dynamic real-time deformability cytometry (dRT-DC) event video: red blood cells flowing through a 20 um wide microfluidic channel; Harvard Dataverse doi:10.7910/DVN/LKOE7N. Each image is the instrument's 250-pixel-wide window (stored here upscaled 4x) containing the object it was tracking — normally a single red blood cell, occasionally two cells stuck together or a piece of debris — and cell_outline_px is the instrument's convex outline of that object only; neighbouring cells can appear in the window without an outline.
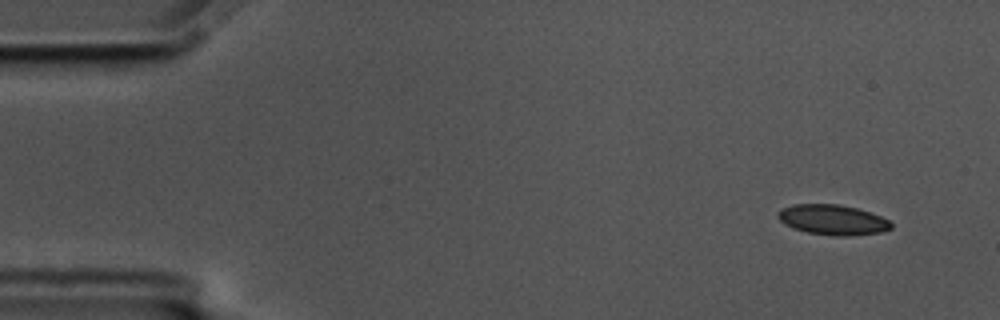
{"species": "common noctule bat (a hibernating species)", "species_latin": "Nyctalus noctula", "temperature_condition": "cold", "stored_images_in_passage": 55, "camera_frame_rate_fps": 3000, "um_per_image_px": 0.085, "animal": {"sex": "male", "body_mass_g": 17.5, "forearm_length_mm": 52.3}, "frame": {"image": 1, "passage_image": 1, "time_ms": 0.0, "image_size_px": [1000, 320], "cell_outline_px": [[892, 228], [884, 232], [848, 236], [832, 236], [808, 232], [792, 228], [784, 224], [776, 216], [780, 208], [792, 204], [840, 204], [856, 208], [880, 216], [888, 220], [892, 224]], "centroid_in_image_um": [70.75, 18.68], "position_along_channel_um": 14.3, "area_um2": 20.06}}
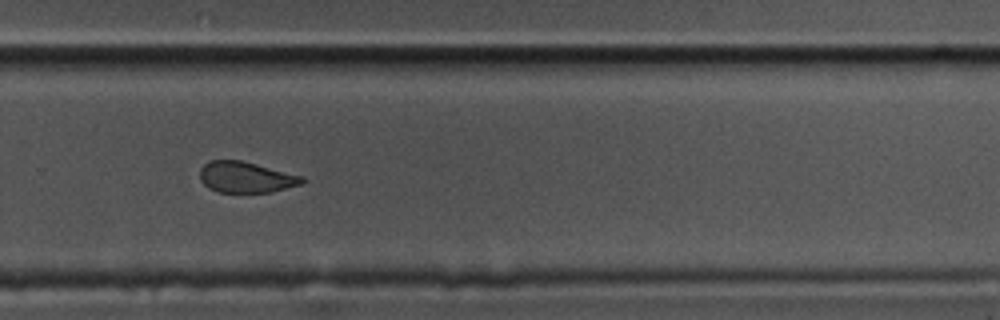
{"frame": {"image": 2, "passage_image": 36, "time_ms": 11.667, "image_size_px": [1000, 320], "cell_outline_px": [[308, 180], [304, 184], [272, 192], [216, 192], [208, 188], [200, 180], [200, 168], [204, 164], [212, 160], [240, 160], [304, 176]], "centroid_in_image_um": [20.95, 15.07], "position_along_channel_um": 308.9, "area_um2": 18.67}}
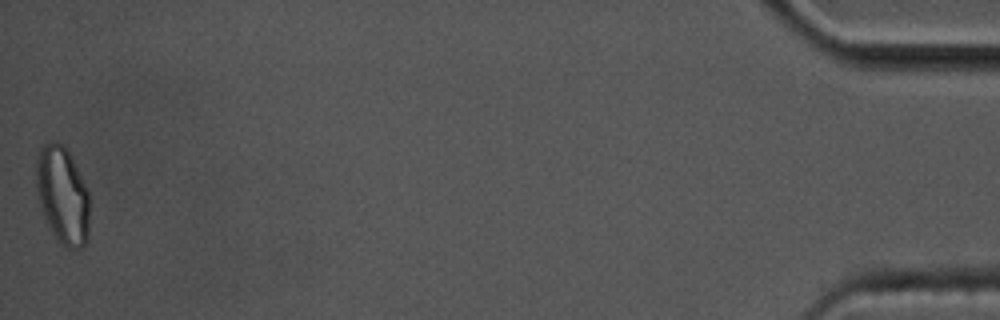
{"frame": {"image": 3, "passage_image": 55, "time_ms": 18.0, "image_size_px": [1000, 320], "cell_outline_px": [[88, 240], [84, 248], [68, 248], [60, 244], [48, 224], [44, 216], [40, 204], [36, 188], [36, 156], [40, 148], [44, 144], [52, 140], [64, 144], [88, 188]], "centroid_in_image_um": [5.31, 16.58], "position_along_channel_um": 429.9, "area_um2": 30.4}, "authors_computed_cell_mechanics": {"area_um2": 20.4612, "velocity_mm_per_s": 3.4365, "shape_relaxation_time_tau1_ms": 10.3949, "shape_relaxation_time_tau2_ms": 2.228, "deformation_change_tau1": 0.1435, "deformation_change_tau2": 0.0496}}